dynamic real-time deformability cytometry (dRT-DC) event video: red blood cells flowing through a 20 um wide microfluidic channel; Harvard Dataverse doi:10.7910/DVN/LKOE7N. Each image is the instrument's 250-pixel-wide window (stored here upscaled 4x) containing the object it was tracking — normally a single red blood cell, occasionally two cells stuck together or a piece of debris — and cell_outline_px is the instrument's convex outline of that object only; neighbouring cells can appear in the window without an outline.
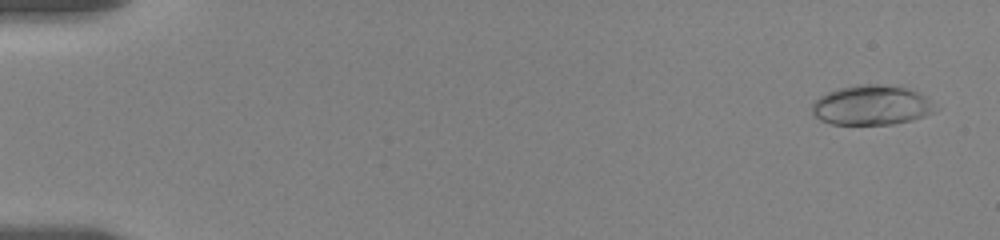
{"species": "human", "species_latin": "Homo sapiens", "temperature_condition": "room temperature", "stored_images_in_passage": 8, "camera_frame_rate_fps": 3000, "um_per_image_px": 0.085, "donor": {"sex": "female"}, "frame": {"image": 1, "passage_image": 1, "time_ms": 0.0, "image_size_px": [1000, 240], "cell_outline_px": [[932, 112], [924, 116], [912, 120], [892, 124], [832, 124], [820, 120], [812, 112], [812, 104], [820, 96], [836, 88], [856, 84], [900, 84], [924, 96], [928, 100]], "centroid_in_image_um": [74.02, 8.91], "position_along_channel_um": 11.0, "area_um2": 28.44}}
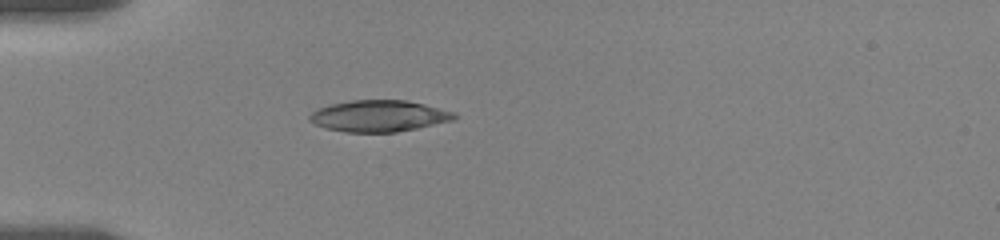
{"frame": {"image": 2, "passage_image": 6, "time_ms": 1.667, "image_size_px": [1000, 240], "cell_outline_px": [[460, 116], [456, 120], [396, 132], [344, 132], [324, 128], [308, 120], [308, 116], [316, 108], [332, 104], [352, 100], [408, 100], [456, 112]], "centroid_in_image_um": [32.24, 9.86], "position_along_channel_um": 52.8, "area_um2": 26.76}}
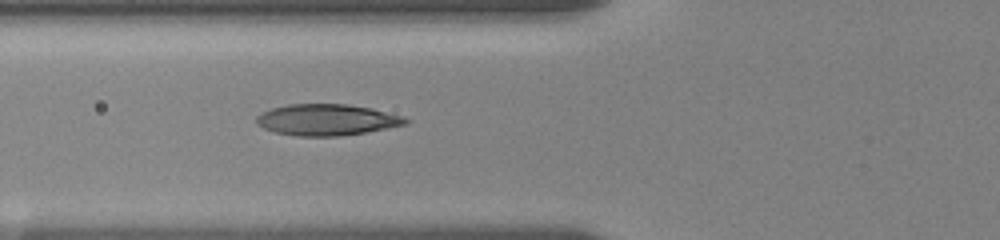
{"frame": {"image": 3, "passage_image": 8, "time_ms": 2.333, "image_size_px": [1000, 240], "cell_outline_px": [[408, 124], [364, 132], [340, 136], [296, 136], [276, 132], [264, 128], [256, 124], [256, 116], [272, 108], [288, 104], [344, 104], [372, 108], [404, 116], [408, 120]], "centroid_in_image_um": [27.78, 10.18], "position_along_channel_um": 98.0, "area_um2": 27.05}}